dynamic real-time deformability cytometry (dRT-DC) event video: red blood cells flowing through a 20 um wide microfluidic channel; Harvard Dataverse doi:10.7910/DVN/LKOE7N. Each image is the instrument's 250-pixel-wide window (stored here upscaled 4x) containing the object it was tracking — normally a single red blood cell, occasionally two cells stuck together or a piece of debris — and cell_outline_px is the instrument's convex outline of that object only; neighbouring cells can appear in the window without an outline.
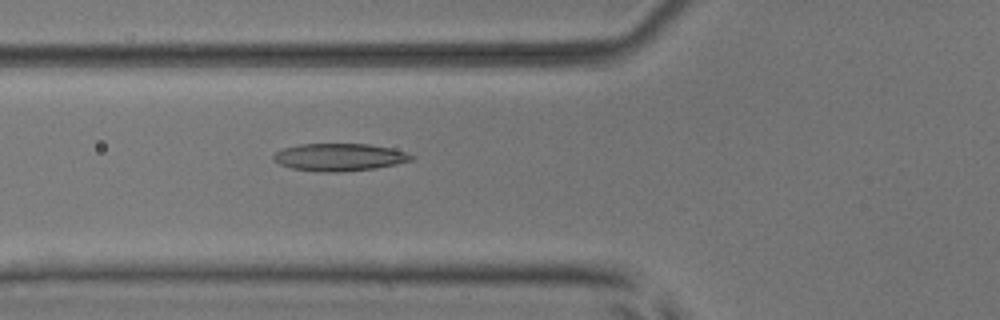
{"species": "common noctule bat (a hibernating species)", "species_latin": "Nyctalus noctula", "temperature_condition": "room temperature", "stored_images_in_passage": 52, "camera_frame_rate_fps": 3000, "um_per_image_px": 0.085, "animal": {"sex": "male", "body_mass_g": 17.9, "forearm_length_mm": 54.2}, "frame": {"image": 1, "passage_image": 20, "time_ms": 6.333, "image_size_px": [1000, 320], "cell_outline_px": [[416, 156], [412, 160], [396, 164], [376, 168], [340, 172], [320, 172], [292, 168], [280, 164], [272, 160], [272, 156], [276, 152], [284, 148], [300, 144], [368, 144], [392, 148]], "centroid_in_image_um": [28.84, 13.36], "position_along_channel_um": 97.0, "area_um2": 22.08}}
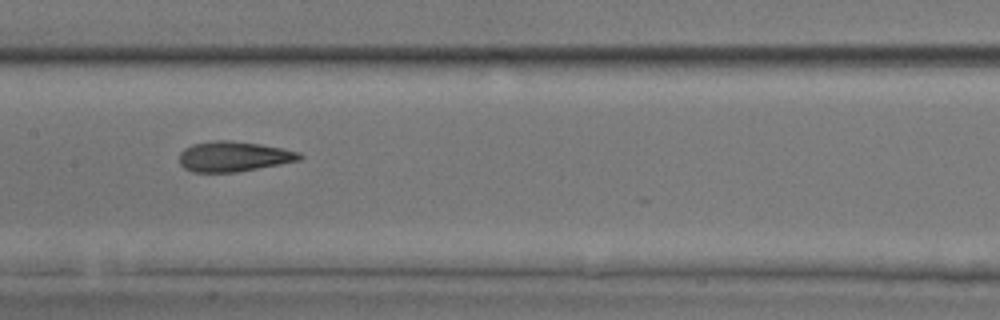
{"frame": {"image": 2, "passage_image": 27, "time_ms": 8.667, "image_size_px": [1000, 320], "cell_outline_px": [[304, 156], [300, 160], [280, 164], [236, 172], [192, 172], [184, 168], [180, 164], [180, 152], [184, 148], [192, 144], [216, 140], [228, 140], [260, 144], [284, 148], [300, 152]], "centroid_in_image_um": [19.87, 13.3], "position_along_channel_um": 187.5, "area_um2": 21.21}}
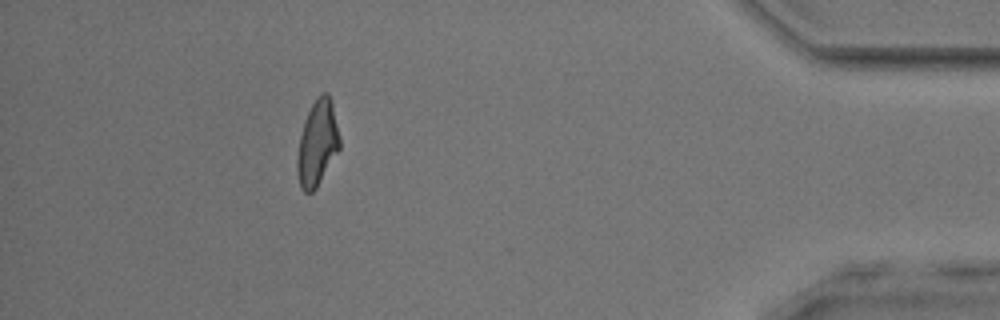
{"frame": {"image": 3, "passage_image": 48, "time_ms": 15.667, "image_size_px": [1000, 320], "cell_outline_px": [[340, 148], [316, 188], [312, 192], [304, 192], [300, 188], [296, 168], [296, 160], [300, 136], [308, 112], [316, 96], [320, 92], [328, 92], [332, 104], [340, 140]], "centroid_in_image_um": [26.96, 12.17], "position_along_channel_um": 408.2, "area_um2": 20.98}, "authors_computed_cell_mechanics": {"area_um2": 21.3571, "velocity_mm_per_s": 3.8821, "shape_relaxation_time_tau1_ms": 5.7987, "shape_relaxation_time_tau2_ms": 1.6379, "deformation_change_tau1": 0.2134, "deformation_change_tau2": 0.1075}}